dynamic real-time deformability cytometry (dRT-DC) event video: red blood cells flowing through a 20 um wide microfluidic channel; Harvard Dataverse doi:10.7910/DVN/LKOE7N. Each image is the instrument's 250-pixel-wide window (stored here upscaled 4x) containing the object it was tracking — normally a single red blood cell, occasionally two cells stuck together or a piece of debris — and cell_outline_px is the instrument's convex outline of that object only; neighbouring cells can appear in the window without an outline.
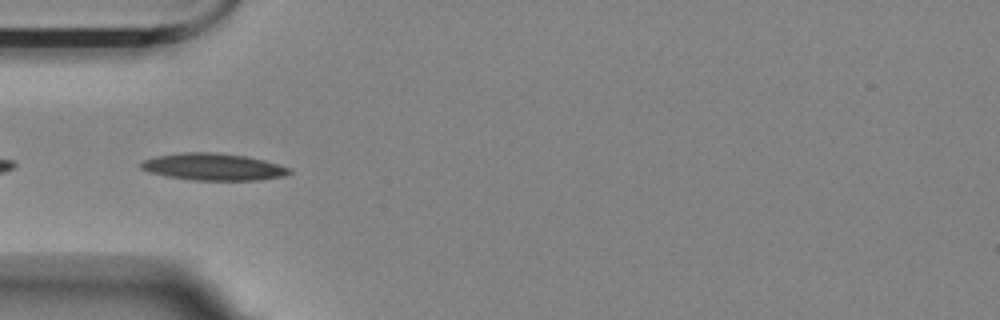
{"species": "Egyptian fruit bat (a non-hibernating species)", "species_latin": "Rousettus aegyptiacus", "temperature_condition": "room temperature", "stored_images_in_passage": 42, "camera_frame_rate_fps": 3000, "um_per_image_px": 0.085, "animal": {"sex": "female"}, "frame": {"image": 1, "passage_image": 2, "time_ms": 0.333, "image_size_px": [1000, 320], "cell_outline_px": [[292, 172], [284, 176], [260, 180], [196, 180], [168, 176], [148, 172], [140, 168], [140, 164], [144, 160], [156, 156], [184, 152], [212, 152], [244, 156], [264, 160], [292, 168]], "centroid_in_image_um": [18.15, 14.18], "position_along_channel_um": 66.8, "area_um2": 23.24}}
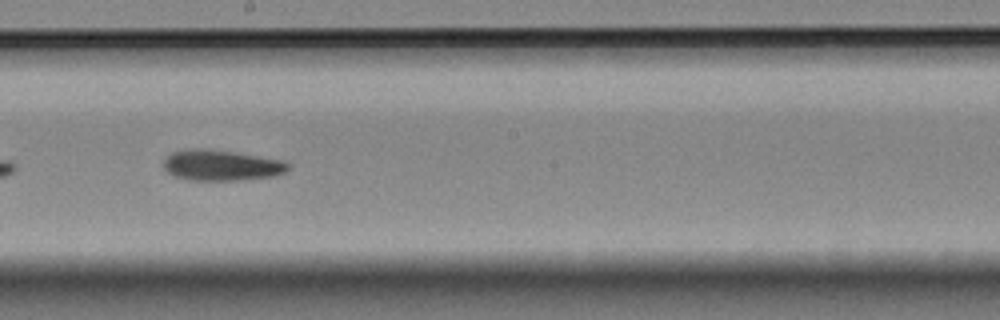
{"frame": {"image": 2, "passage_image": 16, "time_ms": 5.0, "image_size_px": [1000, 320], "cell_outline_px": [[292, 164], [284, 172], [276, 176], [240, 180], [192, 180], [176, 176], [168, 172], [164, 168], [164, 160], [172, 152], [188, 148], [204, 148], [288, 160]], "centroid_in_image_um": [18.88, 14.04], "position_along_channel_um": 229.3, "area_um2": 22.43}}
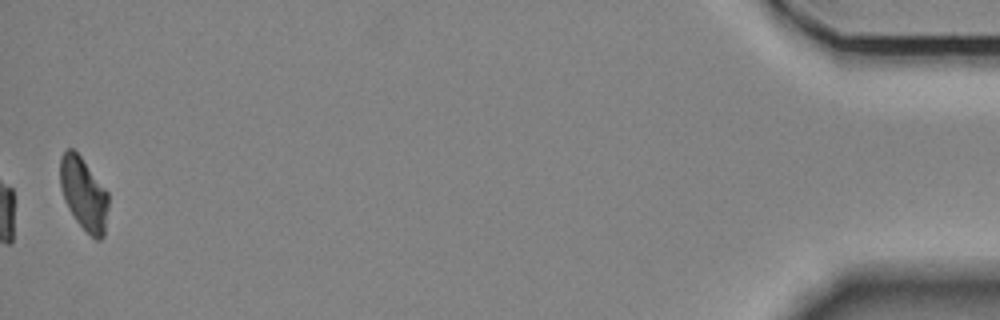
{"frame": {"image": 3, "passage_image": 41, "time_ms": 13.333, "image_size_px": [1000, 320], "cell_outline_px": [[108, 208], [104, 236], [100, 240], [96, 240], [76, 220], [68, 208], [64, 200], [60, 188], [60, 160], [64, 152], [68, 148], [72, 148], [80, 156], [108, 192]], "centroid_in_image_um": [7.11, 16.48], "position_along_channel_um": 428.1, "area_um2": 20.23}, "authors_computed_cell_mechanics": {"area_um2": 21.5305, "velocity_mm_per_s": 3.4689, "shape_relaxation_time_tau1_ms": 4.3387, "shape_relaxation_time_tau2_ms": 4.3789, "deformation_change_tau1": 0.1343, "deformation_change_tau2": 0.1082}}